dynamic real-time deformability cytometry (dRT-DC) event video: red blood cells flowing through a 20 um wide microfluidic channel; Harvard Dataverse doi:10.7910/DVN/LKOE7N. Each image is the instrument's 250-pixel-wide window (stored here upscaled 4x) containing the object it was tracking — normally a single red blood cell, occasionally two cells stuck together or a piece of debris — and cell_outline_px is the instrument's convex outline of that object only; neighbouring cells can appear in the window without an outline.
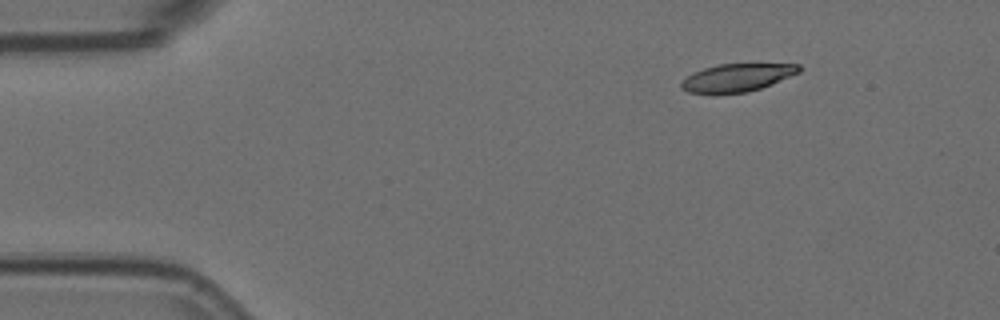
{"species": "Egyptian fruit bat (a non-hibernating species)", "species_latin": "Rousettus aegyptiacus", "temperature_condition": "room temperature", "stored_images_in_passage": 4, "camera_frame_rate_fps": 3000, "um_per_image_px": 0.085, "animal": {"sex": "female"}, "frame": {"image": 1, "passage_image": 1, "time_ms": 0.0, "image_size_px": [1000, 320], "cell_outline_px": [[800, 72], [772, 84], [748, 92], [688, 92], [680, 88], [680, 84], [692, 72], [704, 68], [720, 64], [800, 64]], "centroid_in_image_um": [62.67, 6.58], "position_along_channel_um": 22.3, "area_um2": 18.67}}
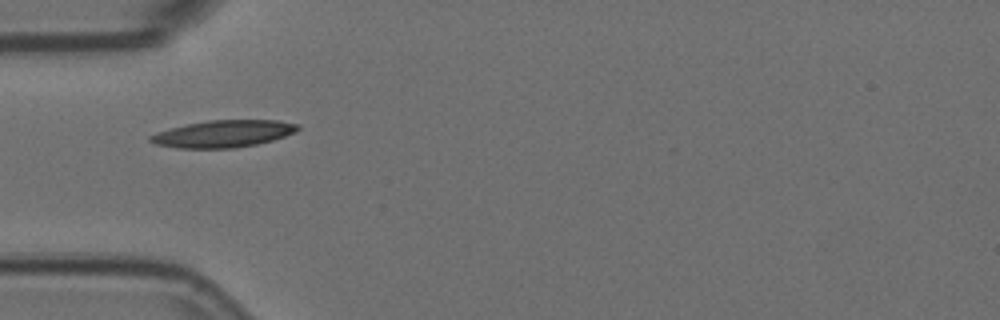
{"frame": {"image": 2, "passage_image": 4, "time_ms": 1.0, "image_size_px": [1000, 320], "cell_outline_px": [[300, 128], [296, 132], [272, 140], [256, 144], [232, 148], [176, 148], [156, 144], [148, 140], [148, 136], [156, 132], [188, 124], [208, 120], [276, 120], [300, 124]], "centroid_in_image_um": [18.98, 11.37], "position_along_channel_um": 66.0, "area_um2": 23.18}}